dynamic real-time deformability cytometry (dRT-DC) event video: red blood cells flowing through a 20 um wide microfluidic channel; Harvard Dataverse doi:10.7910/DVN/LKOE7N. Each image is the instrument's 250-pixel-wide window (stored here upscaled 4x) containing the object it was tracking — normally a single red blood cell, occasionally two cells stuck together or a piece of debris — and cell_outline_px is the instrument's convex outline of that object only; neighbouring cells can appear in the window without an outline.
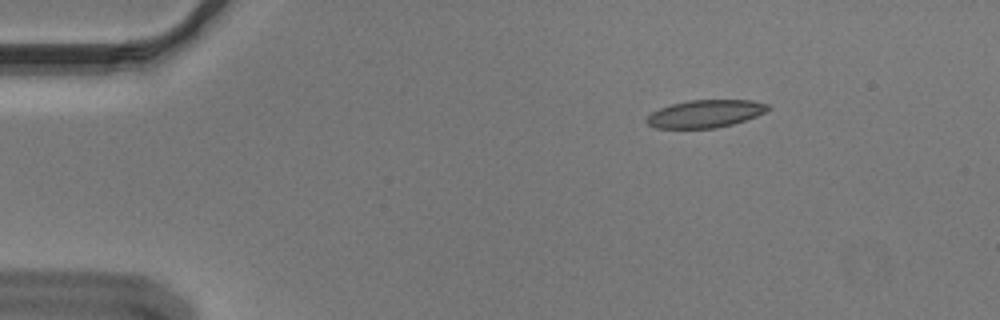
{"species": "Egyptian fruit bat (a non-hibernating species)", "species_latin": "Rousettus aegyptiacus", "temperature_condition": "cold", "stored_images_in_passage": 49, "camera_frame_rate_fps": 3000, "um_per_image_px": 0.085, "animal": {"sex": "male"}, "frame": {"image": 1, "passage_image": 2, "time_ms": 0.333, "image_size_px": [1000, 320], "cell_outline_px": [[772, 108], [756, 116], [732, 124], [716, 128], [656, 128], [648, 124], [644, 120], [652, 112], [660, 108], [672, 104], [688, 100], [752, 100], [768, 104]], "centroid_in_image_um": [59.95, 9.66], "position_along_channel_um": 25.0, "area_um2": 19.48}}
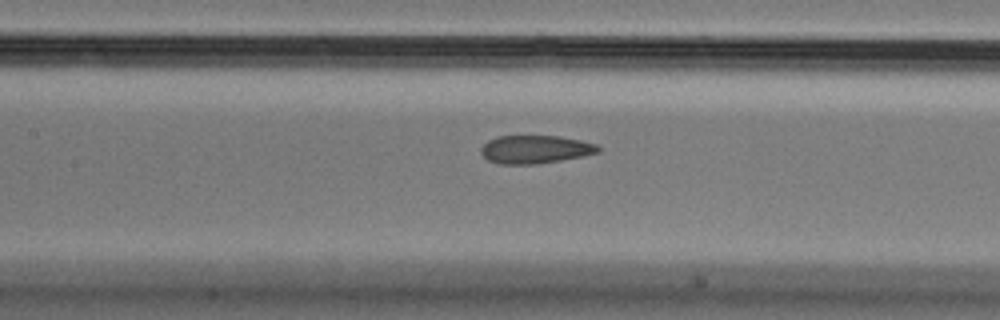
{"frame": {"image": 2, "passage_image": 19, "time_ms": 6.0, "image_size_px": [1000, 320], "cell_outline_px": [[600, 152], [584, 156], [536, 164], [500, 164], [488, 160], [480, 152], [480, 148], [488, 140], [496, 136], [560, 136], [580, 140], [596, 144], [600, 148]], "centroid_in_image_um": [45.49, 12.69], "position_along_channel_um": 161.9, "area_um2": 19.25}}
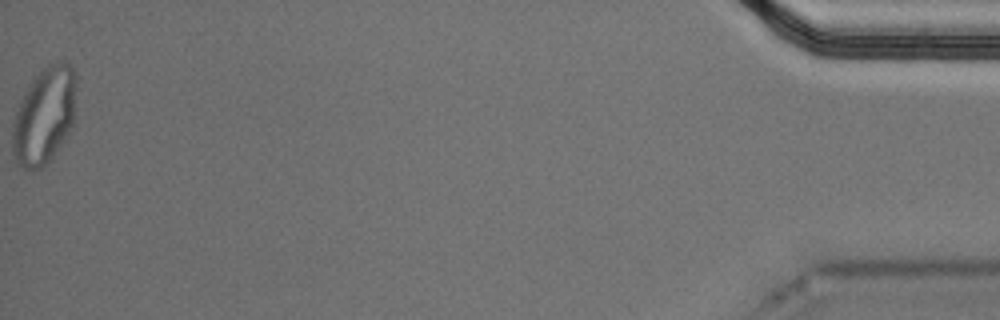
{"frame": {"image": 3, "passage_image": 49, "time_ms": 16.0, "image_size_px": [1000, 320], "cell_outline_px": [[76, 80], [72, 124], [64, 140], [48, 164], [44, 168], [32, 172], [16, 164], [12, 156], [12, 120], [20, 100], [32, 80], [44, 68], [56, 60], [68, 64], [76, 72]], "centroid_in_image_um": [3.72, 9.9], "position_along_channel_um": 431.5, "area_um2": 36.3}, "authors_computed_cell_mechanics": {"area_um2": 20.519, "velocity_mm_per_s": 3.6416, "shape_relaxation_time_tau1_ms": 6.4187, "shape_relaxation_time_tau2_ms": 1.3675, "deformation_change_tau1": 0.1873, "deformation_change_tau2": 0.0884}}